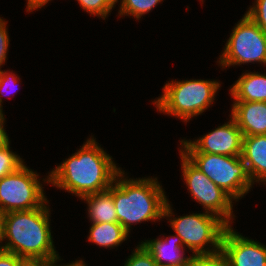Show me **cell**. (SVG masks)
Returning a JSON list of instances; mask_svg holds the SVG:
<instances>
[{
	"label": "cell",
	"mask_w": 266,
	"mask_h": 266,
	"mask_svg": "<svg viewBox=\"0 0 266 266\" xmlns=\"http://www.w3.org/2000/svg\"><path fill=\"white\" fill-rule=\"evenodd\" d=\"M38 174L22 165L0 179V214L28 211L47 203Z\"/></svg>",
	"instance_id": "cell-7"
},
{
	"label": "cell",
	"mask_w": 266,
	"mask_h": 266,
	"mask_svg": "<svg viewBox=\"0 0 266 266\" xmlns=\"http://www.w3.org/2000/svg\"><path fill=\"white\" fill-rule=\"evenodd\" d=\"M3 241V221L2 214H0V243Z\"/></svg>",
	"instance_id": "cell-31"
},
{
	"label": "cell",
	"mask_w": 266,
	"mask_h": 266,
	"mask_svg": "<svg viewBox=\"0 0 266 266\" xmlns=\"http://www.w3.org/2000/svg\"><path fill=\"white\" fill-rule=\"evenodd\" d=\"M183 154L233 200L243 197L253 185L241 156Z\"/></svg>",
	"instance_id": "cell-5"
},
{
	"label": "cell",
	"mask_w": 266,
	"mask_h": 266,
	"mask_svg": "<svg viewBox=\"0 0 266 266\" xmlns=\"http://www.w3.org/2000/svg\"><path fill=\"white\" fill-rule=\"evenodd\" d=\"M55 262L47 260H26L24 259L19 266H53Z\"/></svg>",
	"instance_id": "cell-28"
},
{
	"label": "cell",
	"mask_w": 266,
	"mask_h": 266,
	"mask_svg": "<svg viewBox=\"0 0 266 266\" xmlns=\"http://www.w3.org/2000/svg\"><path fill=\"white\" fill-rule=\"evenodd\" d=\"M109 1L115 6L118 0H109Z\"/></svg>",
	"instance_id": "cell-32"
},
{
	"label": "cell",
	"mask_w": 266,
	"mask_h": 266,
	"mask_svg": "<svg viewBox=\"0 0 266 266\" xmlns=\"http://www.w3.org/2000/svg\"><path fill=\"white\" fill-rule=\"evenodd\" d=\"M235 101L266 102V75L243 73L230 89Z\"/></svg>",
	"instance_id": "cell-15"
},
{
	"label": "cell",
	"mask_w": 266,
	"mask_h": 266,
	"mask_svg": "<svg viewBox=\"0 0 266 266\" xmlns=\"http://www.w3.org/2000/svg\"><path fill=\"white\" fill-rule=\"evenodd\" d=\"M2 112H3V111H2V108L0 107V117L3 115Z\"/></svg>",
	"instance_id": "cell-33"
},
{
	"label": "cell",
	"mask_w": 266,
	"mask_h": 266,
	"mask_svg": "<svg viewBox=\"0 0 266 266\" xmlns=\"http://www.w3.org/2000/svg\"><path fill=\"white\" fill-rule=\"evenodd\" d=\"M231 117L243 136L266 135V102L235 101Z\"/></svg>",
	"instance_id": "cell-12"
},
{
	"label": "cell",
	"mask_w": 266,
	"mask_h": 266,
	"mask_svg": "<svg viewBox=\"0 0 266 266\" xmlns=\"http://www.w3.org/2000/svg\"><path fill=\"white\" fill-rule=\"evenodd\" d=\"M219 59L222 68L251 62L266 65V33L245 14L232 30Z\"/></svg>",
	"instance_id": "cell-8"
},
{
	"label": "cell",
	"mask_w": 266,
	"mask_h": 266,
	"mask_svg": "<svg viewBox=\"0 0 266 266\" xmlns=\"http://www.w3.org/2000/svg\"><path fill=\"white\" fill-rule=\"evenodd\" d=\"M186 266H228V263L220 250L212 254L192 255Z\"/></svg>",
	"instance_id": "cell-20"
},
{
	"label": "cell",
	"mask_w": 266,
	"mask_h": 266,
	"mask_svg": "<svg viewBox=\"0 0 266 266\" xmlns=\"http://www.w3.org/2000/svg\"><path fill=\"white\" fill-rule=\"evenodd\" d=\"M241 158L253 183L266 182V135L243 136Z\"/></svg>",
	"instance_id": "cell-14"
},
{
	"label": "cell",
	"mask_w": 266,
	"mask_h": 266,
	"mask_svg": "<svg viewBox=\"0 0 266 266\" xmlns=\"http://www.w3.org/2000/svg\"><path fill=\"white\" fill-rule=\"evenodd\" d=\"M84 11L91 15L102 17L104 20L114 5L109 0H77Z\"/></svg>",
	"instance_id": "cell-21"
},
{
	"label": "cell",
	"mask_w": 266,
	"mask_h": 266,
	"mask_svg": "<svg viewBox=\"0 0 266 266\" xmlns=\"http://www.w3.org/2000/svg\"><path fill=\"white\" fill-rule=\"evenodd\" d=\"M163 0H122L119 15H132L139 19Z\"/></svg>",
	"instance_id": "cell-18"
},
{
	"label": "cell",
	"mask_w": 266,
	"mask_h": 266,
	"mask_svg": "<svg viewBox=\"0 0 266 266\" xmlns=\"http://www.w3.org/2000/svg\"><path fill=\"white\" fill-rule=\"evenodd\" d=\"M124 266H158L153 256L140 244L131 256L126 260Z\"/></svg>",
	"instance_id": "cell-22"
},
{
	"label": "cell",
	"mask_w": 266,
	"mask_h": 266,
	"mask_svg": "<svg viewBox=\"0 0 266 266\" xmlns=\"http://www.w3.org/2000/svg\"><path fill=\"white\" fill-rule=\"evenodd\" d=\"M169 222L183 244L193 251V255L220 251L222 236L228 226L217 215L209 212L175 217ZM208 243L213 246V249L204 248Z\"/></svg>",
	"instance_id": "cell-6"
},
{
	"label": "cell",
	"mask_w": 266,
	"mask_h": 266,
	"mask_svg": "<svg viewBox=\"0 0 266 266\" xmlns=\"http://www.w3.org/2000/svg\"><path fill=\"white\" fill-rule=\"evenodd\" d=\"M228 123L214 129L203 137L187 141L182 140V153H208L226 156H241L243 135L235 120L230 117Z\"/></svg>",
	"instance_id": "cell-10"
},
{
	"label": "cell",
	"mask_w": 266,
	"mask_h": 266,
	"mask_svg": "<svg viewBox=\"0 0 266 266\" xmlns=\"http://www.w3.org/2000/svg\"><path fill=\"white\" fill-rule=\"evenodd\" d=\"M22 165H24L23 160L10 151V144L0 148V179L17 171Z\"/></svg>",
	"instance_id": "cell-19"
},
{
	"label": "cell",
	"mask_w": 266,
	"mask_h": 266,
	"mask_svg": "<svg viewBox=\"0 0 266 266\" xmlns=\"http://www.w3.org/2000/svg\"><path fill=\"white\" fill-rule=\"evenodd\" d=\"M220 83L210 80L171 81L163 87V95L154 100L157 110L177 116L184 122L200 115L214 101Z\"/></svg>",
	"instance_id": "cell-4"
},
{
	"label": "cell",
	"mask_w": 266,
	"mask_h": 266,
	"mask_svg": "<svg viewBox=\"0 0 266 266\" xmlns=\"http://www.w3.org/2000/svg\"><path fill=\"white\" fill-rule=\"evenodd\" d=\"M23 260L16 254L3 250L0 245V266H19Z\"/></svg>",
	"instance_id": "cell-26"
},
{
	"label": "cell",
	"mask_w": 266,
	"mask_h": 266,
	"mask_svg": "<svg viewBox=\"0 0 266 266\" xmlns=\"http://www.w3.org/2000/svg\"><path fill=\"white\" fill-rule=\"evenodd\" d=\"M120 172L110 155L90 138L74 155L51 171L44 182L82 198L108 190Z\"/></svg>",
	"instance_id": "cell-1"
},
{
	"label": "cell",
	"mask_w": 266,
	"mask_h": 266,
	"mask_svg": "<svg viewBox=\"0 0 266 266\" xmlns=\"http://www.w3.org/2000/svg\"><path fill=\"white\" fill-rule=\"evenodd\" d=\"M182 175L193 198L203 205L205 212L217 215L228 226L232 219V201L220 187L202 173L181 151Z\"/></svg>",
	"instance_id": "cell-9"
},
{
	"label": "cell",
	"mask_w": 266,
	"mask_h": 266,
	"mask_svg": "<svg viewBox=\"0 0 266 266\" xmlns=\"http://www.w3.org/2000/svg\"><path fill=\"white\" fill-rule=\"evenodd\" d=\"M4 120H5V118L2 115L0 117V148L5 147L8 144H10L9 137H8L7 133L5 132L4 127H3L4 122H5Z\"/></svg>",
	"instance_id": "cell-27"
},
{
	"label": "cell",
	"mask_w": 266,
	"mask_h": 266,
	"mask_svg": "<svg viewBox=\"0 0 266 266\" xmlns=\"http://www.w3.org/2000/svg\"><path fill=\"white\" fill-rule=\"evenodd\" d=\"M120 178V179H119ZM111 185L118 223L130 233L134 223L172 217V209L157 178L124 179L120 172Z\"/></svg>",
	"instance_id": "cell-3"
},
{
	"label": "cell",
	"mask_w": 266,
	"mask_h": 266,
	"mask_svg": "<svg viewBox=\"0 0 266 266\" xmlns=\"http://www.w3.org/2000/svg\"><path fill=\"white\" fill-rule=\"evenodd\" d=\"M89 232L88 240L105 248L118 246L129 234L119 223H93Z\"/></svg>",
	"instance_id": "cell-17"
},
{
	"label": "cell",
	"mask_w": 266,
	"mask_h": 266,
	"mask_svg": "<svg viewBox=\"0 0 266 266\" xmlns=\"http://www.w3.org/2000/svg\"><path fill=\"white\" fill-rule=\"evenodd\" d=\"M88 203V215L93 223H118L117 212L111 195V186L108 190L83 196L80 198Z\"/></svg>",
	"instance_id": "cell-16"
},
{
	"label": "cell",
	"mask_w": 266,
	"mask_h": 266,
	"mask_svg": "<svg viewBox=\"0 0 266 266\" xmlns=\"http://www.w3.org/2000/svg\"><path fill=\"white\" fill-rule=\"evenodd\" d=\"M49 212L45 203L32 210L2 214L3 240L9 241L3 250L26 260H61L53 245Z\"/></svg>",
	"instance_id": "cell-2"
},
{
	"label": "cell",
	"mask_w": 266,
	"mask_h": 266,
	"mask_svg": "<svg viewBox=\"0 0 266 266\" xmlns=\"http://www.w3.org/2000/svg\"><path fill=\"white\" fill-rule=\"evenodd\" d=\"M11 74V75H10ZM10 74L7 71H2L0 69V107L2 108V95L4 93V91L8 92V90H6L8 87L7 86H16V84L18 83L19 78H17L15 76V74L12 72H10ZM7 87V88H6ZM13 91L15 90L14 88L12 89Z\"/></svg>",
	"instance_id": "cell-25"
},
{
	"label": "cell",
	"mask_w": 266,
	"mask_h": 266,
	"mask_svg": "<svg viewBox=\"0 0 266 266\" xmlns=\"http://www.w3.org/2000/svg\"><path fill=\"white\" fill-rule=\"evenodd\" d=\"M7 32L6 22L0 18V69L7 57L6 55L9 46V37Z\"/></svg>",
	"instance_id": "cell-24"
},
{
	"label": "cell",
	"mask_w": 266,
	"mask_h": 266,
	"mask_svg": "<svg viewBox=\"0 0 266 266\" xmlns=\"http://www.w3.org/2000/svg\"><path fill=\"white\" fill-rule=\"evenodd\" d=\"M27 11L31 12L35 9L43 7L47 4L50 0H27Z\"/></svg>",
	"instance_id": "cell-29"
},
{
	"label": "cell",
	"mask_w": 266,
	"mask_h": 266,
	"mask_svg": "<svg viewBox=\"0 0 266 266\" xmlns=\"http://www.w3.org/2000/svg\"><path fill=\"white\" fill-rule=\"evenodd\" d=\"M168 238L146 240L145 242L142 241L141 244L153 256L158 266H186L191 256L184 257L182 239L177 234L170 237L173 239L172 242Z\"/></svg>",
	"instance_id": "cell-13"
},
{
	"label": "cell",
	"mask_w": 266,
	"mask_h": 266,
	"mask_svg": "<svg viewBox=\"0 0 266 266\" xmlns=\"http://www.w3.org/2000/svg\"><path fill=\"white\" fill-rule=\"evenodd\" d=\"M221 251L228 266H266V246L239 235L231 226L223 233Z\"/></svg>",
	"instance_id": "cell-11"
},
{
	"label": "cell",
	"mask_w": 266,
	"mask_h": 266,
	"mask_svg": "<svg viewBox=\"0 0 266 266\" xmlns=\"http://www.w3.org/2000/svg\"><path fill=\"white\" fill-rule=\"evenodd\" d=\"M266 33V0H256L254 6L245 13Z\"/></svg>",
	"instance_id": "cell-23"
},
{
	"label": "cell",
	"mask_w": 266,
	"mask_h": 266,
	"mask_svg": "<svg viewBox=\"0 0 266 266\" xmlns=\"http://www.w3.org/2000/svg\"><path fill=\"white\" fill-rule=\"evenodd\" d=\"M55 264H57V263H54L53 264V266H57V265H55ZM86 264L82 261V260H77V261H75V262H72V263H70V264H67V265H63V266H85ZM60 266V265H59ZM62 266V265H61Z\"/></svg>",
	"instance_id": "cell-30"
}]
</instances>
